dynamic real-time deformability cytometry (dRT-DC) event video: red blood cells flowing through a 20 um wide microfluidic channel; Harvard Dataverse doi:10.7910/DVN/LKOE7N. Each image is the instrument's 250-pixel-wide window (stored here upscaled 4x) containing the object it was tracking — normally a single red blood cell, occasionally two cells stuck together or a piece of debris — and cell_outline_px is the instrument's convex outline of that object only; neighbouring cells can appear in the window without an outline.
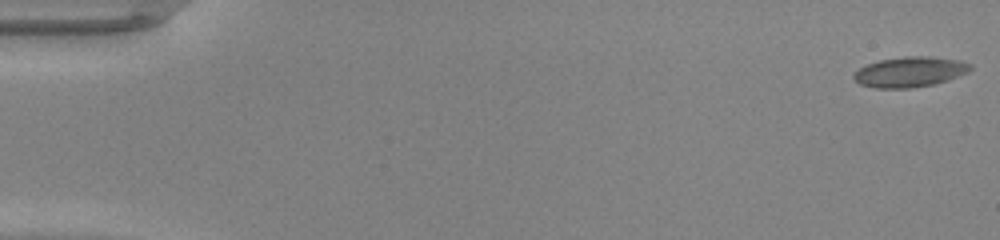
{"species": "common noctule bat (a hibernating species)", "species_latin": "Nyctalus noctula", "temperature_condition": "warm", "stored_images_in_passage": 48, "camera_frame_rate_fps": 3000, "um_per_image_px": 0.085, "animal": {"sex": "male", "body_mass_g": 20.0, "forearm_length_mm": 53.3}, "frame": {"image": 1, "passage_image": 1, "time_ms": 0.0, "image_size_px": [1000, 240], "cell_outline_px": [[972, 68], [968, 72], [948, 80], [932, 84], [912, 88], [876, 88], [860, 84], [852, 76], [860, 68], [868, 64], [880, 60], [904, 56], [928, 56], [960, 60], [972, 64]], "centroid_in_image_um": [77.37, 6.1], "position_along_channel_um": 7.6, "area_um2": 20.46}}
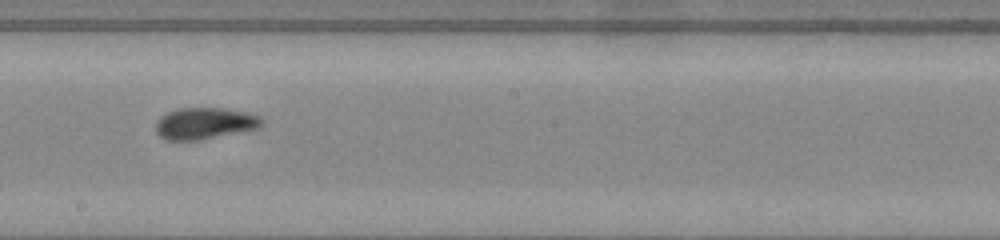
{"frame": {"image": 2, "passage_image": 28, "time_ms": 9.0, "image_size_px": [1000, 240], "cell_outline_px": [[264, 124], [260, 128], [200, 140], [164, 140], [156, 132], [156, 120], [160, 116], [168, 112], [180, 108], [224, 108], [244, 112], [260, 116], [264, 120]], "centroid_in_image_um": [17.41, 10.49], "position_along_channel_um": 230.8, "area_um2": 19.65}}
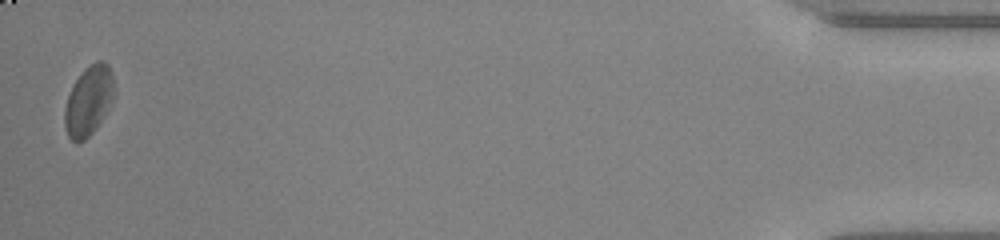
{"frame": {"image": 3, "passage_image": 48, "time_ms": 15.667, "image_size_px": [1000, 240], "cell_outline_px": [[116, 92], [104, 116], [96, 128], [84, 140], [72, 140], [68, 136], [64, 128], [64, 108], [68, 96], [80, 72], [84, 68], [96, 60], [104, 60], [108, 64], [112, 72]], "centroid_in_image_um": [7.55, 8.51], "position_along_channel_um": 427.6, "area_um2": 20.23}, "authors_computed_cell_mechanics": {"area_um2": 19.4497, "velocity_mm_per_s": 4.2766, "shape_relaxation_time_tau1_ms": 6.955, "shape_relaxation_time_tau2_ms": 1.7604, "deformation_change_tau1": 0.1673, "deformation_change_tau2": 0.0726}}